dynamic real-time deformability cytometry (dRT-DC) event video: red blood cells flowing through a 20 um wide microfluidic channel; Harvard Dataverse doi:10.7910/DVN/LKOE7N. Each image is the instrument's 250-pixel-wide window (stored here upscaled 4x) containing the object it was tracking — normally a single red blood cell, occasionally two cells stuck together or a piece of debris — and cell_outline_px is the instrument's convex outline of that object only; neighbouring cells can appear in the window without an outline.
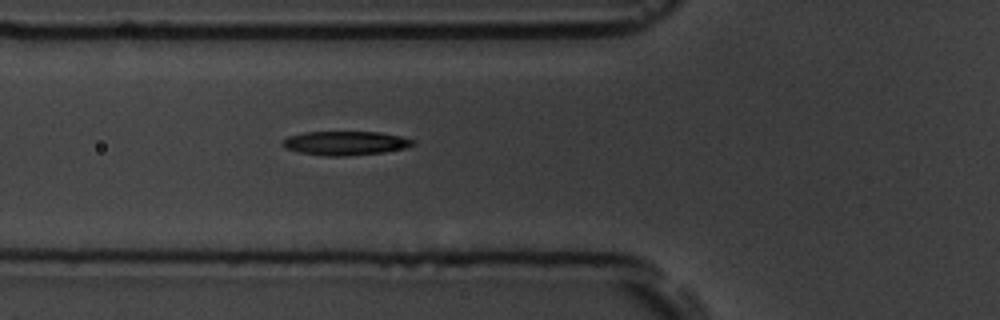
{"species": "common noctule bat (a hibernating species)", "species_latin": "Nyctalus noctula", "temperature_condition": "room temperature", "stored_images_in_passage": 4, "camera_frame_rate_fps": 3000, "um_per_image_px": 0.085, "animal": {"sex": "male", "body_mass_g": 19.5, "forearm_length_mm": 54.6}, "frame": {"image": 1, "passage_image": 4, "time_ms": 3.333, "image_size_px": [1000, 320], "cell_outline_px": [[416, 144], [404, 148], [384, 152], [344, 156], [324, 156], [300, 152], [284, 148], [280, 144], [280, 140], [288, 136], [304, 132], [380, 132], [400, 136], [416, 140]], "centroid_in_image_um": [29.32, 12.16], "position_along_channel_um": 96.5, "area_um2": 18.38}}